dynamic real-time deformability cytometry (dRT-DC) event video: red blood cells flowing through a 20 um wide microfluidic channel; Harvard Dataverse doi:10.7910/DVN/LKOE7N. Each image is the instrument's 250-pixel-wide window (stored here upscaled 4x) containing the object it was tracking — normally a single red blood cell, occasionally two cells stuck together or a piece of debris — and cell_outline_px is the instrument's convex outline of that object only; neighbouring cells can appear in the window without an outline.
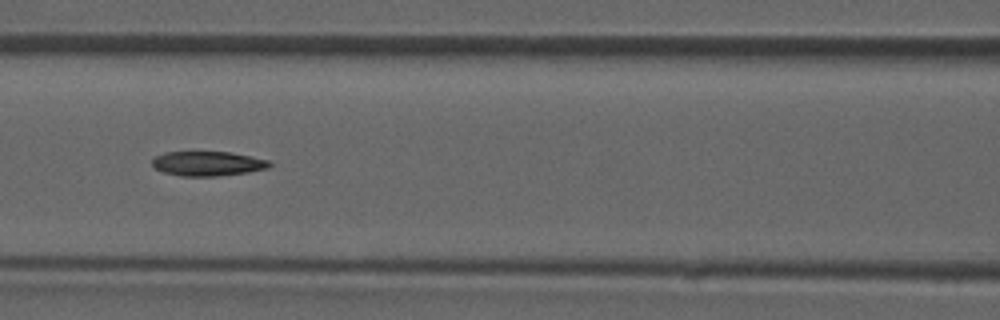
{"species": "common noctule bat (a hibernating species)", "species_latin": "Nyctalus noctula", "temperature_condition": "room temperature", "stored_images_in_passage": 47, "camera_frame_rate_fps": 3000, "um_per_image_px": 0.085, "animal": {"sex": "male", "forearm_length_mm": 52.5}, "frame": {"image": 1, "passage_image": 21, "time_ms": 6.667, "image_size_px": [1000, 320], "cell_outline_px": [[272, 164], [268, 168], [248, 172], [216, 176], [180, 176], [164, 172], [156, 168], [152, 164], [152, 160], [156, 156], [164, 152], [232, 152], [268, 160]], "centroid_in_image_um": [17.66, 13.9], "position_along_channel_um": 148.9, "area_um2": 16.7}}